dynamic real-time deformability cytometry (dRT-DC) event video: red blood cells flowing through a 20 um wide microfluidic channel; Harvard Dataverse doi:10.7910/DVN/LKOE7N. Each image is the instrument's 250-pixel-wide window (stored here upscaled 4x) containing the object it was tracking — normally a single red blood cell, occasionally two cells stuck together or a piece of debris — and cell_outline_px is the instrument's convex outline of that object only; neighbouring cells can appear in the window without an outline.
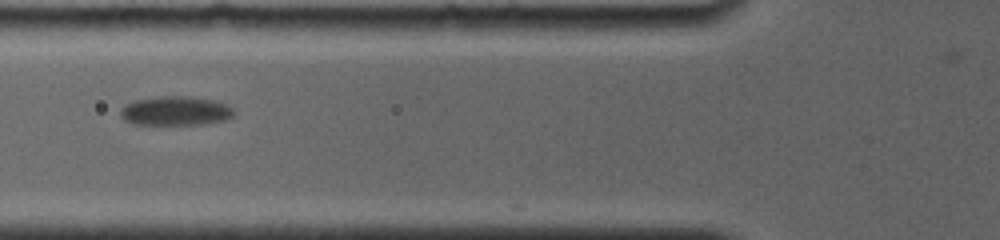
{"species": "common noctule bat (a hibernating species)", "species_latin": "Nyctalus noctula", "temperature_condition": "room temperature", "stored_images_in_passage": 32, "camera_frame_rate_fps": 4000, "um_per_image_px": 0.085, "animal": {"sex": "female", "body_mass_g": 19.0, "forearm_length_mm": 56.7}, "frame": {"image": 1, "passage_image": 2, "time_ms": 0.75, "image_size_px": [1000, 240], "cell_outline_px": [[232, 116], [224, 120], [204, 124], [132, 124], [124, 120], [120, 116], [120, 108], [136, 100], [156, 96], [192, 96], [216, 100], [228, 104], [232, 108]], "centroid_in_image_um": [14.91, 9.41], "position_along_channel_um": 110.9, "area_um2": 19.36}}
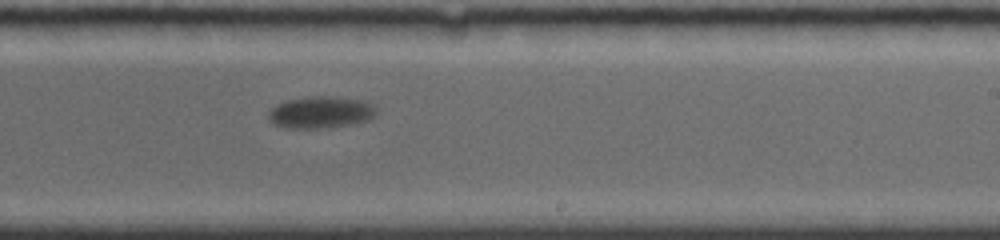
{"frame": {"image": 2, "passage_image": 13, "time_ms": 5.0, "image_size_px": [1000, 240], "cell_outline_px": [[376, 108], [372, 116], [364, 120], [348, 124], [328, 128], [288, 128], [272, 124], [268, 120], [268, 112], [276, 104], [288, 100], [316, 96], [324, 96], [360, 100], [372, 104]], "centroid_in_image_um": [27.17, 9.56], "position_along_channel_um": 261.8, "area_um2": 19.59}}
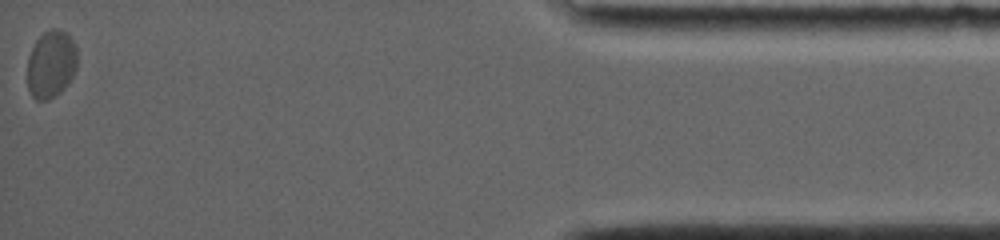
{"frame": {"image": 3, "passage_image": 32, "time_ms": 11.75, "image_size_px": [1000, 240], "cell_outline_px": [[76, 68], [72, 76], [64, 88], [60, 92], [48, 100], [36, 100], [32, 96], [28, 88], [28, 56], [36, 40], [44, 32], [52, 28], [60, 28], [68, 32], [76, 44]], "centroid_in_image_um": [4.35, 5.42], "position_along_channel_um": 430.9, "area_um2": 19.77}, "authors_computed_cell_mechanics": {"area_um2": 19.7098, "velocity_mm_per_s": 3.5678, "shape_relaxation_time_tau1_ms": 0.4395, "shape_relaxation_time_tau2_ms": null, "deformation_change_tau1": 0.0405, "deformation_change_tau2": null}}